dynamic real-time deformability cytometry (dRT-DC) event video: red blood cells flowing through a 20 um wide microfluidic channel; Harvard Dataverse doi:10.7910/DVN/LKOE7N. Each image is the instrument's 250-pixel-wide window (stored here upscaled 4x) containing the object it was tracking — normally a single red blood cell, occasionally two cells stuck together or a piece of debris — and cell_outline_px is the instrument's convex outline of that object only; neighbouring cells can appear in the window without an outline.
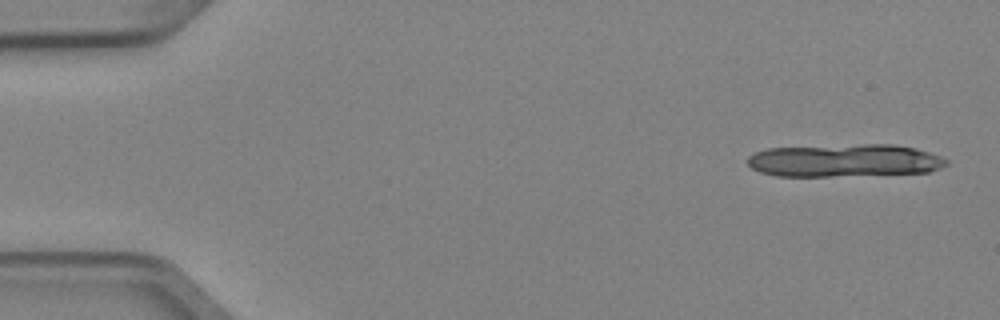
{"species": "Egyptian fruit bat (a non-hibernating species)", "species_latin": "Rousettus aegyptiacus", "temperature_condition": "cold", "stored_images_in_passage": 4, "camera_frame_rate_fps": 3000, "um_per_image_px": 0.085, "animal": {"sex": "female"}, "frame": {"image": 1, "passage_image": 1, "time_ms": 0.0, "image_size_px": [1000, 320], "cell_outline_px": [[948, 164], [940, 168], [928, 172], [828, 176], [776, 176], [760, 172], [752, 168], [748, 164], [748, 156], [756, 152], [768, 148], [864, 144], [896, 144], [916, 148], [940, 156], [948, 160]], "centroid_in_image_um": [71.79, 13.64], "position_along_channel_um": 13.2, "area_um2": 37.86}}
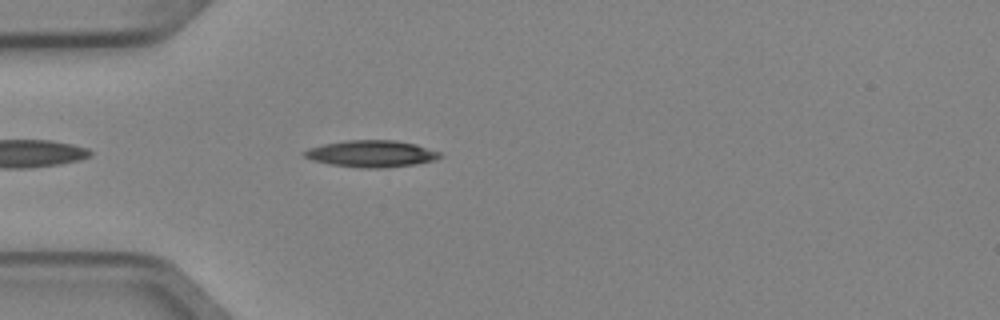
{"frame": {"image": 2, "passage_image": 4, "time_ms": 1.0, "image_size_px": [1000, 320], "cell_outline_px": [[444, 156], [436, 160], [416, 164], [388, 168], [360, 168], [332, 164], [312, 160], [304, 156], [300, 152], [308, 148], [324, 144], [348, 140], [396, 140], [416, 144], [440, 152]], "centroid_in_image_um": [31.6, 13.07], "position_along_channel_um": 53.4, "area_um2": 21.33}}